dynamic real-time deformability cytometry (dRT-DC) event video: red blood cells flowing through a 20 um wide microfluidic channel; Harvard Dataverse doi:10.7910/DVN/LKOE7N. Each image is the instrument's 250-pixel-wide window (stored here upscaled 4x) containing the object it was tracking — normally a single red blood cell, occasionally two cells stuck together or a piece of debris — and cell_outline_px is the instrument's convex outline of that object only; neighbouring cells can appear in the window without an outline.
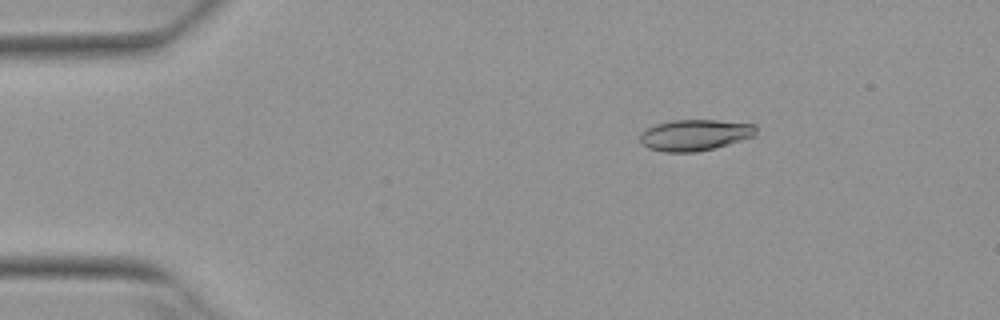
{"species": "Egyptian fruit bat (a non-hibernating species)", "species_latin": "Rousettus aegyptiacus", "temperature_condition": "warm", "stored_images_in_passage": 5, "camera_frame_rate_fps": 3000, "um_per_image_px": 0.085, "animal": {"sex": "female"}, "frame": {"image": 1, "passage_image": 3, "time_ms": 0.667, "image_size_px": [1000, 320], "cell_outline_px": [[756, 136], [744, 140], [696, 152], [664, 152], [648, 148], [640, 144], [640, 132], [644, 128], [656, 124], [672, 120], [716, 120], [756, 124]], "centroid_in_image_um": [59.04, 11.47], "position_along_channel_um": 26.0, "area_um2": 21.33}}